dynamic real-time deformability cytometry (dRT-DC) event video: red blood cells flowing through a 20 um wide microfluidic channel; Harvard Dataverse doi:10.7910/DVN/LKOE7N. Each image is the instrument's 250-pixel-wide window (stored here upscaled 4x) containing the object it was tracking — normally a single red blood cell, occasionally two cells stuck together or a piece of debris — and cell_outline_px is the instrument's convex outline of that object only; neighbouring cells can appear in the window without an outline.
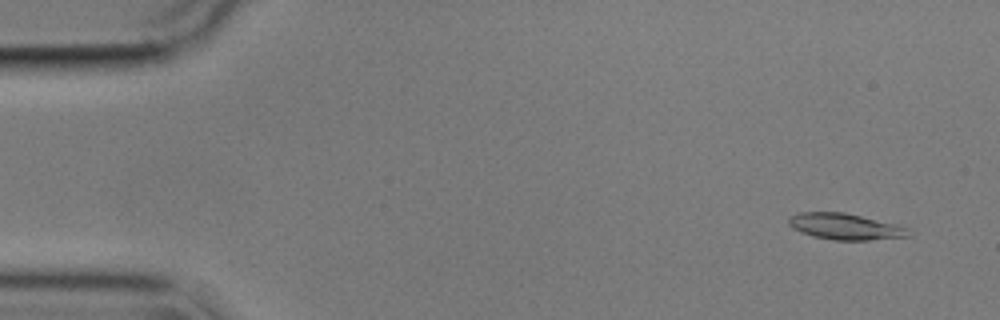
{"species": "common noctule bat (a hibernating species)", "species_latin": "Nyctalus noctula", "temperature_condition": "cold", "stored_images_in_passage": 18, "camera_frame_rate_fps": 3000, "um_per_image_px": 0.085, "animal": {"sex": "male", "body_mass_g": 17.9}, "frame": {"image": 1, "passage_image": 4, "time_ms": 1.0, "image_size_px": [1000, 320], "cell_outline_px": [[912, 236], [868, 240], [832, 240], [812, 236], [800, 232], [792, 228], [788, 224], [788, 216], [800, 212], [844, 212], [896, 224], [908, 228]], "centroid_in_image_um": [71.81, 19.26], "position_along_channel_um": 13.2, "area_um2": 18.44}}
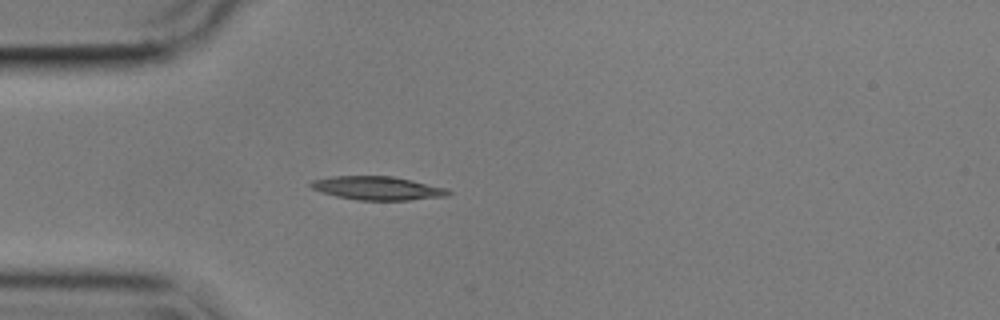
{"frame": {"image": 2, "passage_image": 16, "time_ms": 5.0, "image_size_px": [1000, 320], "cell_outline_px": [[452, 192], [448, 196], [408, 200], [360, 200], [336, 196], [312, 188], [308, 184], [312, 180], [332, 176], [392, 176], [412, 180], [448, 188]], "centroid_in_image_um": [32.13, 15.99], "position_along_channel_um": 52.9, "area_um2": 18.84}}